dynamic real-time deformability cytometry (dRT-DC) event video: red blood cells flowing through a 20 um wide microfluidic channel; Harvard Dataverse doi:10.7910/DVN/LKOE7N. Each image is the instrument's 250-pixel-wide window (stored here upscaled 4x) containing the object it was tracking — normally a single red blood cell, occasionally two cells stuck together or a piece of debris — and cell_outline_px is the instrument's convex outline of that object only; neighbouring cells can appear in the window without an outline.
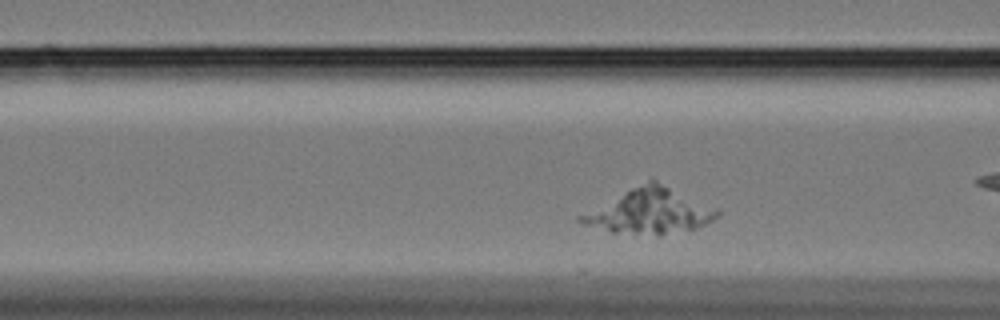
{"species": "Egyptian fruit bat (a non-hibernating species)", "species_latin": "Rousettus aegyptiacus", "temperature_condition": "cold", "stored_images_in_passage": 33, "camera_frame_rate_fps": 3000, "um_per_image_px": 0.085, "animal": {"sex": "female"}, "frame": {"image": 1, "passage_image": 6, "time_ms": 1.667, "image_size_px": [1000, 320], "cell_outline_px": [[720, 212], [712, 220], [696, 228], [660, 236], [612, 232], [584, 224], [576, 220], [576, 216], [648, 180], [656, 180], [720, 208]], "centroid_in_image_um": [55.27, 17.96], "position_along_channel_um": 111.3, "area_um2": 35.72}}
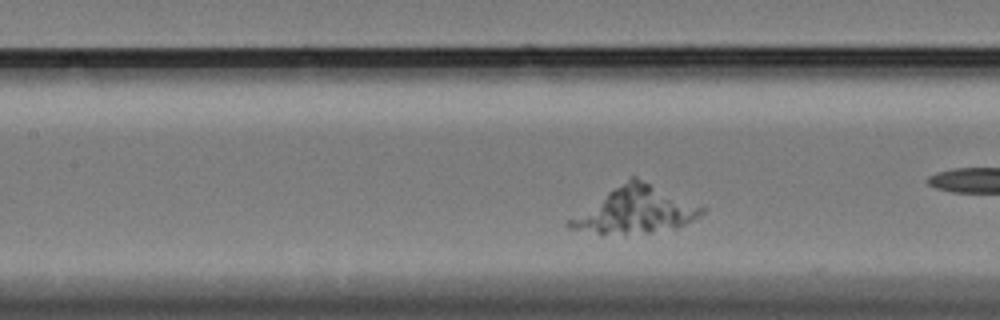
{"frame": {"image": 2, "passage_image": 10, "time_ms": 3.0, "image_size_px": [1000, 320], "cell_outline_px": [[704, 212], [700, 216], [676, 228], [648, 232], [596, 232], [568, 228], [564, 224], [564, 220], [632, 176], [636, 176], [704, 204]], "centroid_in_image_um": [54.07, 17.81], "position_along_channel_um": 153.3, "area_um2": 35.72}}